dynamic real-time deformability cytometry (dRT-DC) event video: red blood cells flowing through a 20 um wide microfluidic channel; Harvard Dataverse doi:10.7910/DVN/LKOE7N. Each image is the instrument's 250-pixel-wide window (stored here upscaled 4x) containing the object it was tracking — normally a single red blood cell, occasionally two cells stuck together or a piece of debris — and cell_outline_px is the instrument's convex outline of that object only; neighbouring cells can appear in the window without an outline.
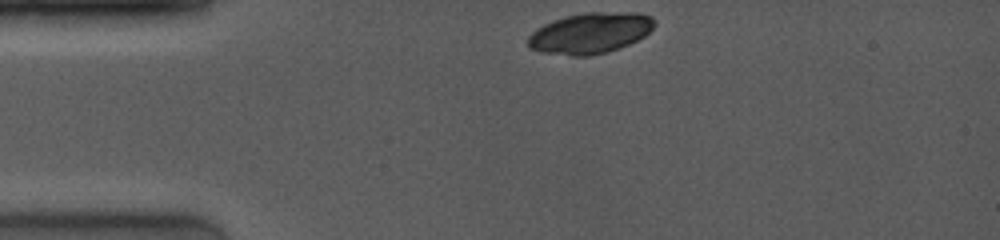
{"species": "common noctule bat (a hibernating species)", "species_latin": "Nyctalus noctula", "temperature_condition": "room temperature", "stored_images_in_passage": 8, "camera_frame_rate_fps": 4000, "um_per_image_px": 0.085, "animal": {"sex": "female", "body_mass_g": 19.0, "forearm_length_mm": 53.3}, "frame": {"image": 1, "passage_image": 1, "time_ms": 0.0, "image_size_px": [1000, 240], "cell_outline_px": [[656, 24], [644, 36], [628, 44], [604, 52], [588, 56], [572, 56], [540, 52], [528, 48], [528, 36], [536, 28], [552, 20], [564, 16], [588, 12], [640, 12], [652, 16], [656, 20]], "centroid_in_image_um": [50.15, 2.79], "position_along_channel_um": 34.8, "area_um2": 30.23}}